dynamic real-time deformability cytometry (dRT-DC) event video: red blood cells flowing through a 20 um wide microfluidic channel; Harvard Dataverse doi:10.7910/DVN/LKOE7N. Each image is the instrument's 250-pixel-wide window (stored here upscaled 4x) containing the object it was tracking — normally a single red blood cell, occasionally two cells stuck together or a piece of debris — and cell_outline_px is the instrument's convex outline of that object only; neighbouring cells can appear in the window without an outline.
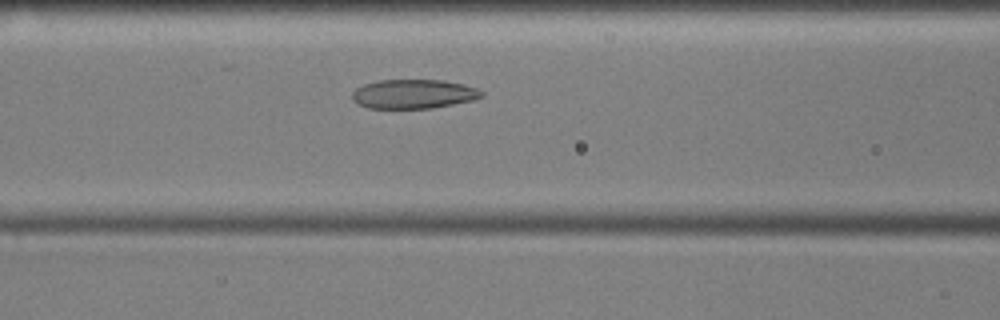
{"species": "common noctule bat (a hibernating species)", "species_latin": "Nyctalus noctula", "temperature_condition": "cold", "stored_images_in_passage": 48, "camera_frame_rate_fps": 3000, "um_per_image_px": 0.085, "animal": {"sex": "male", "body_mass_g": 17.9, "forearm_length_mm": 54.2}, "frame": {"image": 1, "passage_image": 15, "time_ms": 4.667, "image_size_px": [1000, 320], "cell_outline_px": [[484, 96], [472, 100], [432, 108], [368, 108], [356, 104], [352, 100], [352, 92], [356, 88], [364, 84], [380, 80], [444, 80], [464, 84], [476, 88], [484, 92]], "centroid_in_image_um": [35.13, 7.99], "position_along_channel_um": 131.5, "area_um2": 22.08}}
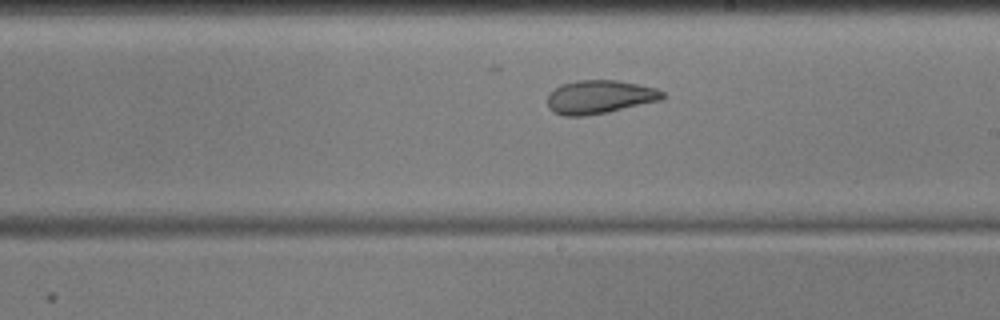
{"frame": {"image": 2, "passage_image": 24, "time_ms": 7.667, "image_size_px": [1000, 320], "cell_outline_px": [[668, 96], [660, 100], [608, 112], [584, 116], [564, 116], [552, 112], [548, 108], [548, 92], [560, 84], [576, 80], [616, 80], [640, 84], [656, 88], [664, 92]], "centroid_in_image_um": [50.95, 8.23], "position_along_channel_um": 238.1, "area_um2": 22.77}}
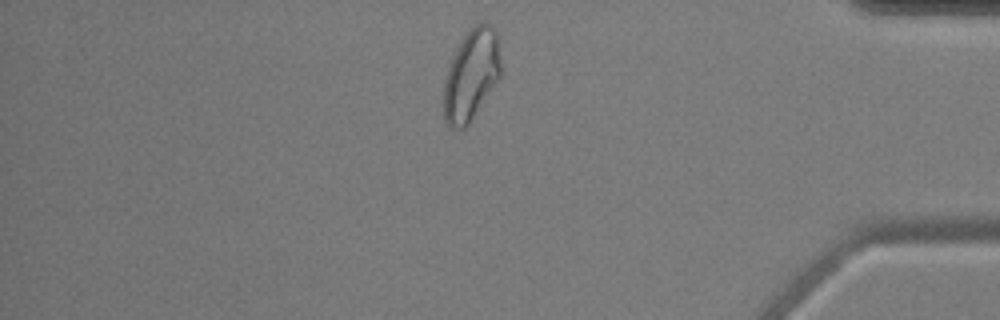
{"frame": {"image": 3, "passage_image": 40, "time_ms": 13.0, "image_size_px": [1000, 320], "cell_outline_px": [[500, 80], [468, 124], [464, 128], [448, 128], [444, 120], [444, 80], [448, 68], [464, 36], [472, 24], [484, 20], [492, 24], [496, 32], [500, 56]], "centroid_in_image_um": [40.08, 6.36], "position_along_channel_um": 395.1, "area_um2": 30.46}, "authors_computed_cell_mechanics": {"area_um2": 25.4898, "velocity_mm_per_s": 3.5629, "shape_relaxation_time_tau1_ms": null, "shape_relaxation_time_tau2_ms": 2.2646, "deformation_change_tau1": null, "deformation_change_tau2": 0.0896}}